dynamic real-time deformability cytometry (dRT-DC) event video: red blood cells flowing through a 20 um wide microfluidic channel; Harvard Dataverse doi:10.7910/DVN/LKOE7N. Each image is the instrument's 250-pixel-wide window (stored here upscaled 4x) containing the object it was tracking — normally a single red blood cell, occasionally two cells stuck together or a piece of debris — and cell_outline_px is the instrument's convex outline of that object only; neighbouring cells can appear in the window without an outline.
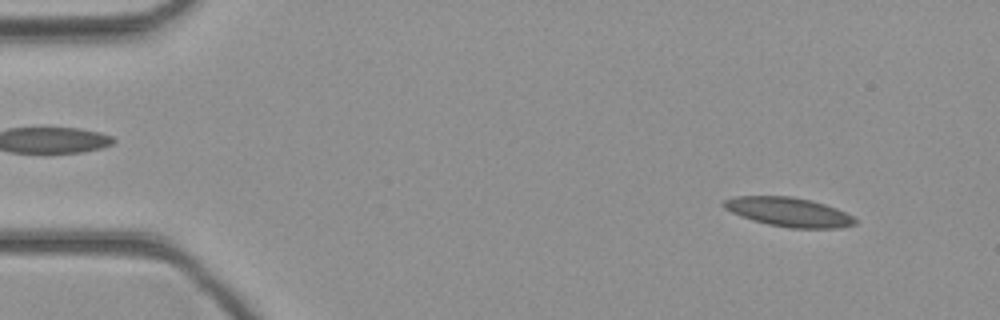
{"species": "common noctule bat (a hibernating species)", "species_latin": "Nyctalus noctula", "temperature_condition": "cold", "stored_images_in_passage": 45, "camera_frame_rate_fps": 3000, "um_per_image_px": 0.085, "animal": {"sex": "female", "body_mass_g": 21.9}, "frame": {"image": 1, "passage_image": 4, "time_ms": 1.0, "image_size_px": [1000, 320], "cell_outline_px": [[856, 224], [840, 228], [788, 228], [768, 224], [752, 220], [740, 216], [724, 208], [720, 204], [724, 200], [736, 196], [792, 196], [812, 200], [836, 208], [852, 216], [856, 220]], "centroid_in_image_um": [67.02, 18.02], "position_along_channel_um": 18.0, "area_um2": 22.37}}
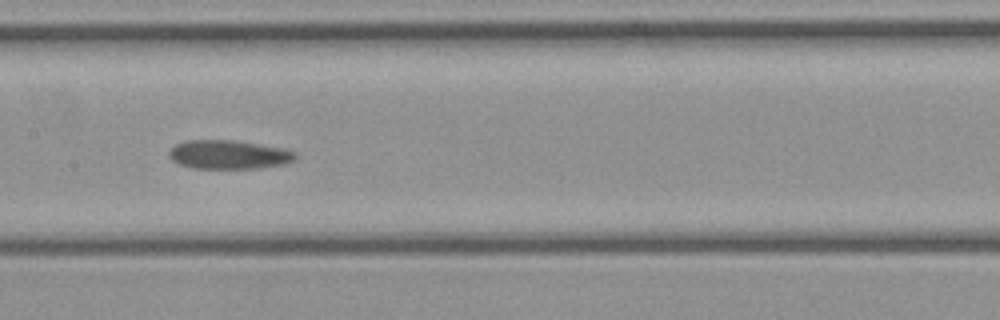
{"frame": {"image": 2, "passage_image": 22, "time_ms": 7.0, "image_size_px": [1000, 320], "cell_outline_px": [[296, 160], [284, 164], [260, 168], [192, 168], [180, 164], [172, 160], [168, 156], [168, 152], [176, 144], [184, 140], [236, 140], [284, 148], [296, 152]], "centroid_in_image_um": [19.46, 13.13], "position_along_channel_um": 187.9, "area_um2": 21.39}}
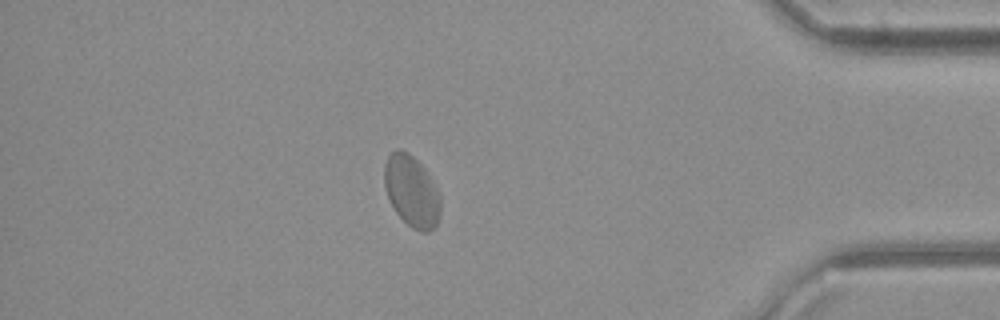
{"frame": {"image": 3, "passage_image": 39, "time_ms": 12.667, "image_size_px": [1000, 320], "cell_outline_px": [[440, 216], [436, 224], [428, 232], [420, 232], [412, 228], [396, 212], [388, 200], [384, 184], [384, 164], [388, 156], [396, 148], [400, 148], [408, 152], [424, 168], [440, 192]], "centroid_in_image_um": [34.98, 16.24], "position_along_channel_um": 400.2, "area_um2": 23.47}}